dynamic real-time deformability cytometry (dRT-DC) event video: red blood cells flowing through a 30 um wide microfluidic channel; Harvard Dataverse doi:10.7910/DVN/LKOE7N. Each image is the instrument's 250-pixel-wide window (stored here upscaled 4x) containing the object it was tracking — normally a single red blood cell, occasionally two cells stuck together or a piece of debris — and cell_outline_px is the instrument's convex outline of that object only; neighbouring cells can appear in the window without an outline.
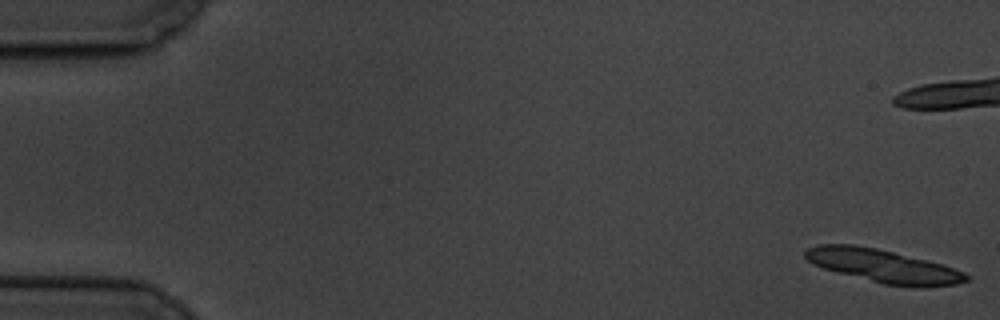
{"species": "common noctule bat (a hibernating species)", "species_latin": "Nyctalus noctula", "temperature_condition": "cold", "stored_images_in_passage": 6, "camera_frame_rate_fps": 3000, "um_per_image_px": 0.085, "animal": {"sex": "male", "body_mass_g": 19.5, "forearm_length_mm": 54.6}, "frame": {"image": 1, "passage_image": 1, "time_ms": 0.0, "image_size_px": [1000, 320], "cell_outline_px": [[972, 276], [968, 280], [956, 284], [916, 288], [884, 284], [824, 268], [812, 264], [804, 256], [804, 248], [820, 244], [852, 244], [876, 248], [940, 264], [964, 272]], "centroid_in_image_um": [75.05, 22.61], "position_along_channel_um": 9.9, "area_um2": 30.81}}